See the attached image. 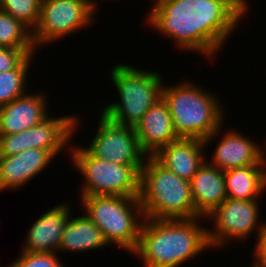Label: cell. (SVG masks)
Wrapping results in <instances>:
<instances>
[{
  "label": "cell",
  "instance_id": "obj_18",
  "mask_svg": "<svg viewBox=\"0 0 266 267\" xmlns=\"http://www.w3.org/2000/svg\"><path fill=\"white\" fill-rule=\"evenodd\" d=\"M69 115L57 118L49 115L42 122L31 127L32 149L47 150L55 158L62 149H65V146L70 145V140L79 126V120L74 114Z\"/></svg>",
  "mask_w": 266,
  "mask_h": 267
},
{
  "label": "cell",
  "instance_id": "obj_4",
  "mask_svg": "<svg viewBox=\"0 0 266 267\" xmlns=\"http://www.w3.org/2000/svg\"><path fill=\"white\" fill-rule=\"evenodd\" d=\"M139 201L147 219L200 217L194 207L190 181L178 177L147 156L140 171Z\"/></svg>",
  "mask_w": 266,
  "mask_h": 267
},
{
  "label": "cell",
  "instance_id": "obj_15",
  "mask_svg": "<svg viewBox=\"0 0 266 267\" xmlns=\"http://www.w3.org/2000/svg\"><path fill=\"white\" fill-rule=\"evenodd\" d=\"M54 157L33 148L13 156H0V190L18 189L50 165Z\"/></svg>",
  "mask_w": 266,
  "mask_h": 267
},
{
  "label": "cell",
  "instance_id": "obj_17",
  "mask_svg": "<svg viewBox=\"0 0 266 267\" xmlns=\"http://www.w3.org/2000/svg\"><path fill=\"white\" fill-rule=\"evenodd\" d=\"M190 188L195 211L203 218L227 199L224 171L211 166L207 161L190 180Z\"/></svg>",
  "mask_w": 266,
  "mask_h": 267
},
{
  "label": "cell",
  "instance_id": "obj_5",
  "mask_svg": "<svg viewBox=\"0 0 266 267\" xmlns=\"http://www.w3.org/2000/svg\"><path fill=\"white\" fill-rule=\"evenodd\" d=\"M110 76L120 101L107 104L101 114L115 124L135 128L145 112L161 98L162 75L118 63Z\"/></svg>",
  "mask_w": 266,
  "mask_h": 267
},
{
  "label": "cell",
  "instance_id": "obj_1",
  "mask_svg": "<svg viewBox=\"0 0 266 267\" xmlns=\"http://www.w3.org/2000/svg\"><path fill=\"white\" fill-rule=\"evenodd\" d=\"M155 2L148 13V24L180 49L199 51L208 58L221 50L242 18L225 0Z\"/></svg>",
  "mask_w": 266,
  "mask_h": 267
},
{
  "label": "cell",
  "instance_id": "obj_2",
  "mask_svg": "<svg viewBox=\"0 0 266 267\" xmlns=\"http://www.w3.org/2000/svg\"><path fill=\"white\" fill-rule=\"evenodd\" d=\"M202 219L145 218L133 254L142 260L144 267H180L201 252L212 249L208 228L198 224Z\"/></svg>",
  "mask_w": 266,
  "mask_h": 267
},
{
  "label": "cell",
  "instance_id": "obj_12",
  "mask_svg": "<svg viewBox=\"0 0 266 267\" xmlns=\"http://www.w3.org/2000/svg\"><path fill=\"white\" fill-rule=\"evenodd\" d=\"M71 205L60 203L43 213L27 232L22 251L58 253Z\"/></svg>",
  "mask_w": 266,
  "mask_h": 267
},
{
  "label": "cell",
  "instance_id": "obj_3",
  "mask_svg": "<svg viewBox=\"0 0 266 267\" xmlns=\"http://www.w3.org/2000/svg\"><path fill=\"white\" fill-rule=\"evenodd\" d=\"M161 98L171 114L179 138L199 139L205 147L222 130V107L217 96L191 81L162 87ZM207 144V145H206Z\"/></svg>",
  "mask_w": 266,
  "mask_h": 267
},
{
  "label": "cell",
  "instance_id": "obj_8",
  "mask_svg": "<svg viewBox=\"0 0 266 267\" xmlns=\"http://www.w3.org/2000/svg\"><path fill=\"white\" fill-rule=\"evenodd\" d=\"M97 3H78L62 0H42L39 22L32 32L36 49L55 43L79 29L91 25L98 12ZM93 20V21H92Z\"/></svg>",
  "mask_w": 266,
  "mask_h": 267
},
{
  "label": "cell",
  "instance_id": "obj_22",
  "mask_svg": "<svg viewBox=\"0 0 266 267\" xmlns=\"http://www.w3.org/2000/svg\"><path fill=\"white\" fill-rule=\"evenodd\" d=\"M33 56L29 55L16 69L0 73V107L27 93L25 83Z\"/></svg>",
  "mask_w": 266,
  "mask_h": 267
},
{
  "label": "cell",
  "instance_id": "obj_28",
  "mask_svg": "<svg viewBox=\"0 0 266 267\" xmlns=\"http://www.w3.org/2000/svg\"><path fill=\"white\" fill-rule=\"evenodd\" d=\"M228 3L242 16L244 17L248 10L247 0H228ZM245 14V15H244Z\"/></svg>",
  "mask_w": 266,
  "mask_h": 267
},
{
  "label": "cell",
  "instance_id": "obj_14",
  "mask_svg": "<svg viewBox=\"0 0 266 267\" xmlns=\"http://www.w3.org/2000/svg\"><path fill=\"white\" fill-rule=\"evenodd\" d=\"M43 93H26L0 107V135L19 133L46 119L47 101Z\"/></svg>",
  "mask_w": 266,
  "mask_h": 267
},
{
  "label": "cell",
  "instance_id": "obj_25",
  "mask_svg": "<svg viewBox=\"0 0 266 267\" xmlns=\"http://www.w3.org/2000/svg\"><path fill=\"white\" fill-rule=\"evenodd\" d=\"M32 149L30 128L19 133L0 135V156H13Z\"/></svg>",
  "mask_w": 266,
  "mask_h": 267
},
{
  "label": "cell",
  "instance_id": "obj_9",
  "mask_svg": "<svg viewBox=\"0 0 266 267\" xmlns=\"http://www.w3.org/2000/svg\"><path fill=\"white\" fill-rule=\"evenodd\" d=\"M257 202V200L227 198L206 217L214 220V229L207 230L208 241L213 250L215 247L216 249L217 247L221 248L220 246L223 247L224 244L226 246L232 238L241 241L248 239L255 230L258 235L263 222H259L260 207Z\"/></svg>",
  "mask_w": 266,
  "mask_h": 267
},
{
  "label": "cell",
  "instance_id": "obj_10",
  "mask_svg": "<svg viewBox=\"0 0 266 267\" xmlns=\"http://www.w3.org/2000/svg\"><path fill=\"white\" fill-rule=\"evenodd\" d=\"M97 133L85 149L94 157L121 165L143 168L147 155L142 151L134 127L118 125L100 114Z\"/></svg>",
  "mask_w": 266,
  "mask_h": 267
},
{
  "label": "cell",
  "instance_id": "obj_21",
  "mask_svg": "<svg viewBox=\"0 0 266 267\" xmlns=\"http://www.w3.org/2000/svg\"><path fill=\"white\" fill-rule=\"evenodd\" d=\"M0 47L23 49L28 55L37 51L32 32L10 14L0 9Z\"/></svg>",
  "mask_w": 266,
  "mask_h": 267
},
{
  "label": "cell",
  "instance_id": "obj_6",
  "mask_svg": "<svg viewBox=\"0 0 266 267\" xmlns=\"http://www.w3.org/2000/svg\"><path fill=\"white\" fill-rule=\"evenodd\" d=\"M80 199L84 213L102 231L108 244L131 254L136 250L145 219L138 197L90 195Z\"/></svg>",
  "mask_w": 266,
  "mask_h": 267
},
{
  "label": "cell",
  "instance_id": "obj_20",
  "mask_svg": "<svg viewBox=\"0 0 266 267\" xmlns=\"http://www.w3.org/2000/svg\"><path fill=\"white\" fill-rule=\"evenodd\" d=\"M66 223L59 252H81L94 250L109 245L105 240L102 231L83 214L72 218Z\"/></svg>",
  "mask_w": 266,
  "mask_h": 267
},
{
  "label": "cell",
  "instance_id": "obj_11",
  "mask_svg": "<svg viewBox=\"0 0 266 267\" xmlns=\"http://www.w3.org/2000/svg\"><path fill=\"white\" fill-rule=\"evenodd\" d=\"M257 144L242 133L229 130L223 133V138L215 147L210 159L212 161H206L222 171L250 165H266V152Z\"/></svg>",
  "mask_w": 266,
  "mask_h": 267
},
{
  "label": "cell",
  "instance_id": "obj_7",
  "mask_svg": "<svg viewBox=\"0 0 266 267\" xmlns=\"http://www.w3.org/2000/svg\"><path fill=\"white\" fill-rule=\"evenodd\" d=\"M72 163L81 172L84 184L81 197L110 195L139 197L140 171L138 165H121L92 156L84 147L69 149Z\"/></svg>",
  "mask_w": 266,
  "mask_h": 267
},
{
  "label": "cell",
  "instance_id": "obj_23",
  "mask_svg": "<svg viewBox=\"0 0 266 267\" xmlns=\"http://www.w3.org/2000/svg\"><path fill=\"white\" fill-rule=\"evenodd\" d=\"M41 2L42 0H0V9L33 32L39 22Z\"/></svg>",
  "mask_w": 266,
  "mask_h": 267
},
{
  "label": "cell",
  "instance_id": "obj_27",
  "mask_svg": "<svg viewBox=\"0 0 266 267\" xmlns=\"http://www.w3.org/2000/svg\"><path fill=\"white\" fill-rule=\"evenodd\" d=\"M256 246L254 252V263L250 267H266V222H263L261 229L256 235Z\"/></svg>",
  "mask_w": 266,
  "mask_h": 267
},
{
  "label": "cell",
  "instance_id": "obj_29",
  "mask_svg": "<svg viewBox=\"0 0 266 267\" xmlns=\"http://www.w3.org/2000/svg\"><path fill=\"white\" fill-rule=\"evenodd\" d=\"M62 1H73L78 3H96L93 0H62Z\"/></svg>",
  "mask_w": 266,
  "mask_h": 267
},
{
  "label": "cell",
  "instance_id": "obj_24",
  "mask_svg": "<svg viewBox=\"0 0 266 267\" xmlns=\"http://www.w3.org/2000/svg\"><path fill=\"white\" fill-rule=\"evenodd\" d=\"M54 252H26L22 251L21 255L10 265L12 267H64L62 260Z\"/></svg>",
  "mask_w": 266,
  "mask_h": 267
},
{
  "label": "cell",
  "instance_id": "obj_26",
  "mask_svg": "<svg viewBox=\"0 0 266 267\" xmlns=\"http://www.w3.org/2000/svg\"><path fill=\"white\" fill-rule=\"evenodd\" d=\"M28 56L23 49L0 47V73L16 69Z\"/></svg>",
  "mask_w": 266,
  "mask_h": 267
},
{
  "label": "cell",
  "instance_id": "obj_13",
  "mask_svg": "<svg viewBox=\"0 0 266 267\" xmlns=\"http://www.w3.org/2000/svg\"><path fill=\"white\" fill-rule=\"evenodd\" d=\"M135 132L147 156L155 155L162 147L179 139L173 129L168 106L162 98L145 112Z\"/></svg>",
  "mask_w": 266,
  "mask_h": 267
},
{
  "label": "cell",
  "instance_id": "obj_19",
  "mask_svg": "<svg viewBox=\"0 0 266 267\" xmlns=\"http://www.w3.org/2000/svg\"><path fill=\"white\" fill-rule=\"evenodd\" d=\"M227 198L257 200L266 189V165H250L224 171Z\"/></svg>",
  "mask_w": 266,
  "mask_h": 267
},
{
  "label": "cell",
  "instance_id": "obj_16",
  "mask_svg": "<svg viewBox=\"0 0 266 267\" xmlns=\"http://www.w3.org/2000/svg\"><path fill=\"white\" fill-rule=\"evenodd\" d=\"M204 146V141L199 139L179 138L162 147L153 157L178 177L190 181L206 161Z\"/></svg>",
  "mask_w": 266,
  "mask_h": 267
}]
</instances>
